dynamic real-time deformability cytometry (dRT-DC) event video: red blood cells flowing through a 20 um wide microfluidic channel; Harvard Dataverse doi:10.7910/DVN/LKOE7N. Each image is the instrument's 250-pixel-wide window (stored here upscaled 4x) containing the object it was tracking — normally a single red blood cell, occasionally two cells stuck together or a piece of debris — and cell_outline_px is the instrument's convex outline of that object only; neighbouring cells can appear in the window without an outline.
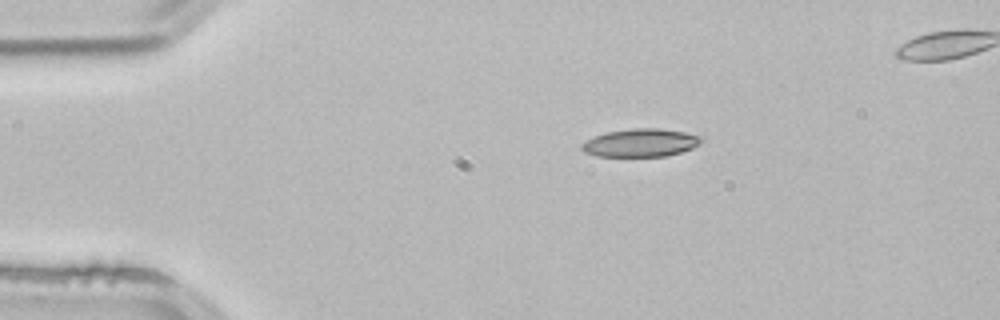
{"species": "common noctule bat (a hibernating species)", "species_latin": "Nyctalus noctula", "temperature_condition": "room temperature", "stored_images_in_passage": 3, "camera_frame_rate_fps": 3000, "um_per_image_px": 0.085, "animal": {"sex": "male", "body_mass_g": 21.5, "forearm_length_mm": 52.0}, "frame": {"image": 1, "passage_image": 3, "time_ms": 0.667, "image_size_px": [1000, 320], "cell_outline_px": [[704, 140], [700, 144], [692, 148], [668, 156], [596, 156], [584, 152], [580, 148], [580, 144], [596, 136], [608, 132], [632, 128], [656, 128], [684, 132], [700, 136]], "centroid_in_image_um": [54.46, 12.14], "position_along_channel_um": 30.5, "area_um2": 19.42}}